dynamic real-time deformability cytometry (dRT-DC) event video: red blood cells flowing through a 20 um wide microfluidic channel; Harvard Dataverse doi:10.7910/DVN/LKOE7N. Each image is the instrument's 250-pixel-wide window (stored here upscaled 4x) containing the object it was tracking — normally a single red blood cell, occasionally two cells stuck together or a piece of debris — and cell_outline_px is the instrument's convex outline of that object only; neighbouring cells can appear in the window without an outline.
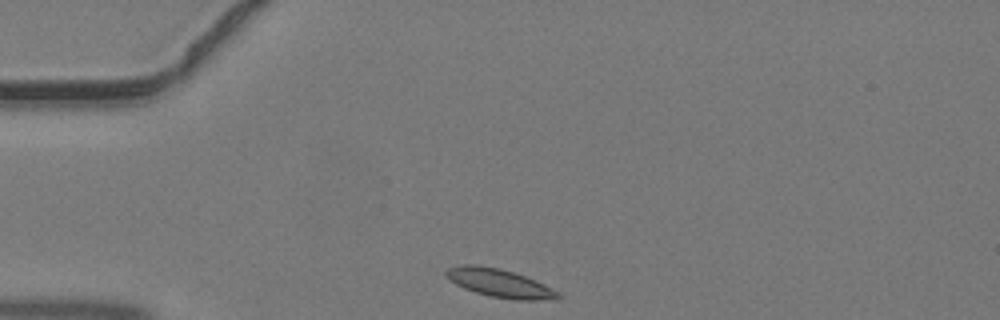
{"species": "common noctule bat (a hibernating species)", "species_latin": "Nyctalus noctula", "temperature_condition": "warm", "stored_images_in_passage": 35, "camera_frame_rate_fps": 3000, "um_per_image_px": 0.085, "animal": {"sex": "male", "body_mass_g": 19.2, "forearm_length_mm": 51.8}, "frame": {"image": 1, "passage_image": 1, "time_ms": 0.0, "image_size_px": [1000, 320], "cell_outline_px": [[560, 296], [556, 300], [516, 300], [492, 296], [476, 292], [464, 288], [456, 284], [444, 272], [448, 268], [464, 264], [476, 264], [500, 268], [524, 276], [544, 284], [560, 292]], "centroid_in_image_um": [42.51, 24.06], "position_along_channel_um": 42.5, "area_um2": 18.26}}
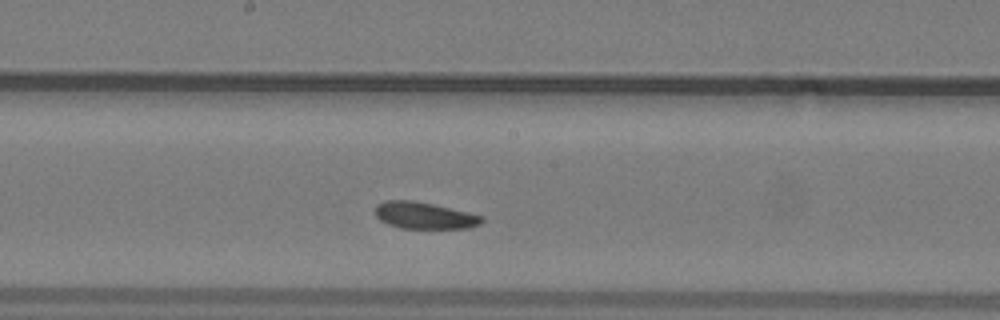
{"frame": {"image": 2, "passage_image": 14, "time_ms": 4.333, "image_size_px": [1000, 320], "cell_outline_px": [[484, 220], [480, 224], [468, 228], [400, 228], [388, 224], [380, 220], [376, 216], [376, 204], [384, 200], [412, 200], [432, 204], [468, 212], [484, 216]], "centroid_in_image_um": [36.06, 18.31], "position_along_channel_um": 212.1, "area_um2": 16.59}}
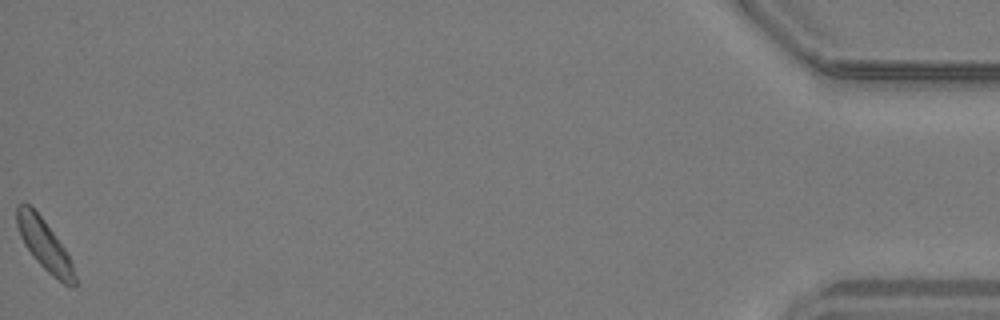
{"frame": {"image": 3, "passage_image": 35, "time_ms": 11.333, "image_size_px": [1000, 320], "cell_outline_px": [[76, 288], [72, 288], [64, 284], [52, 276], [36, 260], [24, 244], [20, 236], [16, 224], [16, 204], [24, 200], [44, 220], [64, 248], [72, 264], [76, 276]], "centroid_in_image_um": [3.76, 20.81], "position_along_channel_um": 431.4, "area_um2": 17.11}}